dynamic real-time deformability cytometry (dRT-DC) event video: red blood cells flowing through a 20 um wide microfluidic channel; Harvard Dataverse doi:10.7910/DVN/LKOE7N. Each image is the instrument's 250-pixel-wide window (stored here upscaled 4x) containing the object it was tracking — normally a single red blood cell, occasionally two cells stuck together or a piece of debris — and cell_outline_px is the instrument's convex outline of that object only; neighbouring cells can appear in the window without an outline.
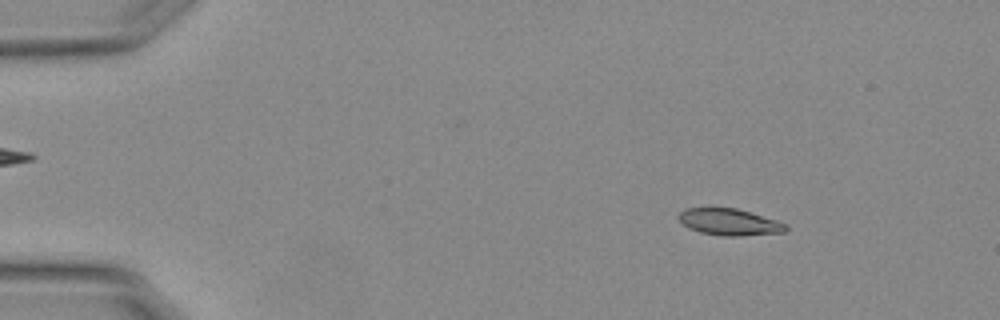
{"species": "Egyptian fruit bat (a non-hibernating species)", "species_latin": "Rousettus aegyptiacus", "temperature_condition": "warm", "stored_images_in_passage": 54, "camera_frame_rate_fps": 3000, "um_per_image_px": 0.085, "animal": {"sex": "female"}, "frame": {"image": 1, "passage_image": 7, "time_ms": 2.0, "image_size_px": [1000, 320], "cell_outline_px": [[788, 228], [784, 232], [740, 236], [720, 236], [700, 232], [688, 228], [676, 216], [684, 208], [736, 208], [776, 220], [788, 224]], "centroid_in_image_um": [61.99, 18.88], "position_along_channel_um": 23.0, "area_um2": 16.65}}
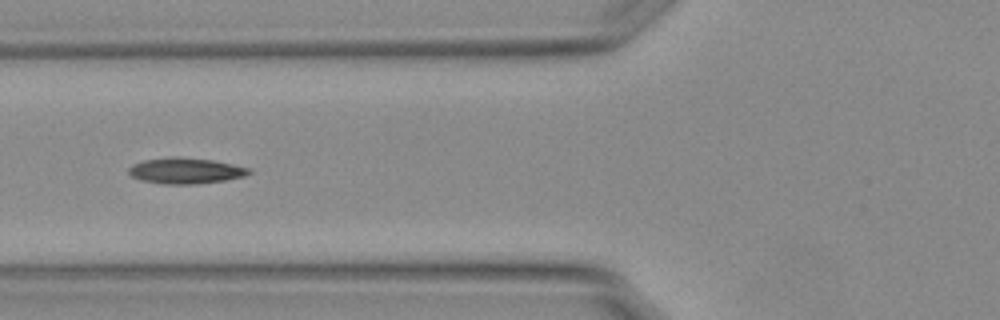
{"frame": {"image": 2, "passage_image": 21, "time_ms": 6.667, "image_size_px": [1000, 320], "cell_outline_px": [[252, 172], [244, 176], [224, 180], [192, 184], [164, 184], [140, 180], [132, 176], [128, 172], [128, 168], [132, 164], [144, 160], [172, 156], [176, 156], [212, 160], [232, 164], [248, 168]], "centroid_in_image_um": [15.73, 14.5], "position_along_channel_um": 110.1, "area_um2": 18.03}}
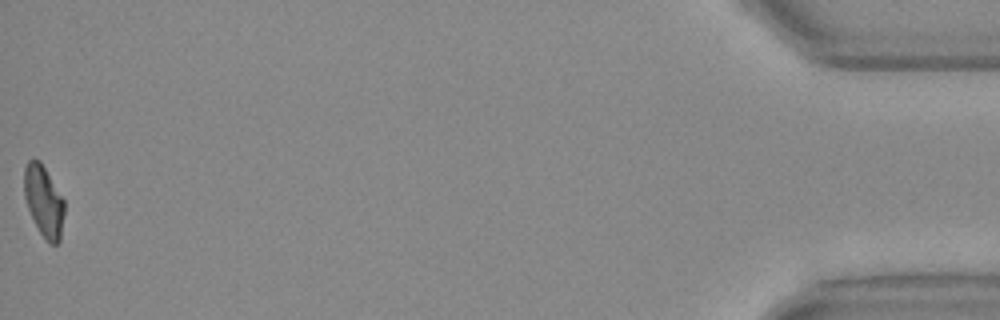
{"frame": {"image": 3, "passage_image": 54, "time_ms": 17.667, "image_size_px": [1000, 320], "cell_outline_px": [[64, 212], [60, 240], [56, 244], [48, 244], [40, 232], [28, 208], [24, 196], [24, 168], [28, 160], [40, 160], [64, 200]], "centroid_in_image_um": [3.72, 17.1], "position_along_channel_um": 431.5, "area_um2": 16.47}, "authors_computed_cell_mechanics": {"area_um2": 17.051, "velocity_mm_per_s": 3.7945, "shape_relaxation_time_tau1_ms": 9.3523, "shape_relaxation_time_tau2_ms": 1.9598, "deformation_change_tau1": 0.2432, "deformation_change_tau2": 0.0848}}